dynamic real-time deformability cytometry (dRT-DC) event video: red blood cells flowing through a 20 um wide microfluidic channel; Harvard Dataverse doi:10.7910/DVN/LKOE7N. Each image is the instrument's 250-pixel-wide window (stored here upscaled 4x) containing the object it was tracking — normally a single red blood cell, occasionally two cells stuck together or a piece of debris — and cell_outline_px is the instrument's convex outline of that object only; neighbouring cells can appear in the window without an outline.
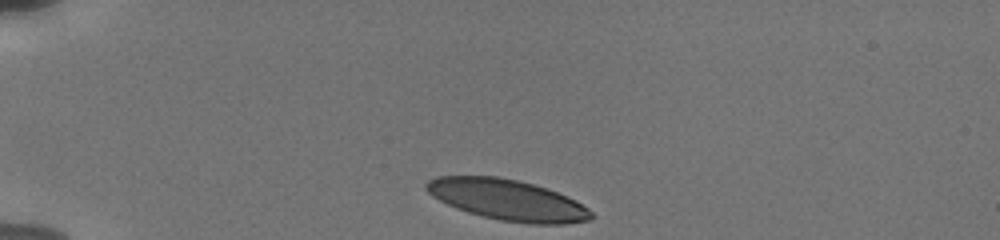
{"species": "human", "species_latin": "Homo sapiens", "temperature_condition": "cold", "stored_images_in_passage": 3, "camera_frame_rate_fps": 3000, "um_per_image_px": 0.085, "donor": {"sex": "male"}, "frame": {"image": 1, "passage_image": 1, "time_ms": 0.0, "image_size_px": [1000, 240], "cell_outline_px": [[592, 216], [588, 220], [564, 224], [528, 224], [500, 220], [468, 212], [456, 208], [432, 196], [424, 188], [424, 184], [428, 180], [436, 176], [496, 176], [516, 180], [532, 184], [556, 192], [576, 200], [588, 208], [592, 212]], "centroid_in_image_um": [43.1, 16.99], "position_along_channel_um": 41.9, "area_um2": 38.96}}